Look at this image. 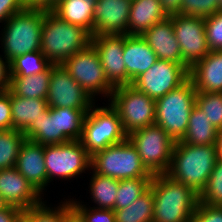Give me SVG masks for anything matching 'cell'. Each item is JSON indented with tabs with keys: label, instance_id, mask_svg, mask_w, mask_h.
Instances as JSON below:
<instances>
[{
	"label": "cell",
	"instance_id": "1",
	"mask_svg": "<svg viewBox=\"0 0 222 222\" xmlns=\"http://www.w3.org/2000/svg\"><path fill=\"white\" fill-rule=\"evenodd\" d=\"M153 222H190L199 203V194L167 174L151 179Z\"/></svg>",
	"mask_w": 222,
	"mask_h": 222
},
{
	"label": "cell",
	"instance_id": "2",
	"mask_svg": "<svg viewBox=\"0 0 222 222\" xmlns=\"http://www.w3.org/2000/svg\"><path fill=\"white\" fill-rule=\"evenodd\" d=\"M217 160L216 145L199 146L178 141L175 142L171 165L166 174L200 195Z\"/></svg>",
	"mask_w": 222,
	"mask_h": 222
},
{
	"label": "cell",
	"instance_id": "3",
	"mask_svg": "<svg viewBox=\"0 0 222 222\" xmlns=\"http://www.w3.org/2000/svg\"><path fill=\"white\" fill-rule=\"evenodd\" d=\"M91 37L84 28L63 21L51 10H45L40 50L51 64L61 65L91 44Z\"/></svg>",
	"mask_w": 222,
	"mask_h": 222
},
{
	"label": "cell",
	"instance_id": "4",
	"mask_svg": "<svg viewBox=\"0 0 222 222\" xmlns=\"http://www.w3.org/2000/svg\"><path fill=\"white\" fill-rule=\"evenodd\" d=\"M44 16L43 9L24 8L2 24L0 41L9 63L17 56L40 50Z\"/></svg>",
	"mask_w": 222,
	"mask_h": 222
},
{
	"label": "cell",
	"instance_id": "5",
	"mask_svg": "<svg viewBox=\"0 0 222 222\" xmlns=\"http://www.w3.org/2000/svg\"><path fill=\"white\" fill-rule=\"evenodd\" d=\"M196 89L188 78L179 87L155 100V124L175 141H181L188 128L189 118L196 100Z\"/></svg>",
	"mask_w": 222,
	"mask_h": 222
},
{
	"label": "cell",
	"instance_id": "6",
	"mask_svg": "<svg viewBox=\"0 0 222 222\" xmlns=\"http://www.w3.org/2000/svg\"><path fill=\"white\" fill-rule=\"evenodd\" d=\"M118 112L108 103L107 106L91 107L83 123L81 142L92 156L95 152L127 140Z\"/></svg>",
	"mask_w": 222,
	"mask_h": 222
},
{
	"label": "cell",
	"instance_id": "7",
	"mask_svg": "<svg viewBox=\"0 0 222 222\" xmlns=\"http://www.w3.org/2000/svg\"><path fill=\"white\" fill-rule=\"evenodd\" d=\"M143 166L151 175L166 174L172 160L175 141L159 125L152 124L128 134Z\"/></svg>",
	"mask_w": 222,
	"mask_h": 222
},
{
	"label": "cell",
	"instance_id": "8",
	"mask_svg": "<svg viewBox=\"0 0 222 222\" xmlns=\"http://www.w3.org/2000/svg\"><path fill=\"white\" fill-rule=\"evenodd\" d=\"M91 170L117 180L153 177L143 166L136 148L128 139L95 152L91 156Z\"/></svg>",
	"mask_w": 222,
	"mask_h": 222
},
{
	"label": "cell",
	"instance_id": "9",
	"mask_svg": "<svg viewBox=\"0 0 222 222\" xmlns=\"http://www.w3.org/2000/svg\"><path fill=\"white\" fill-rule=\"evenodd\" d=\"M108 102L118 112L127 134L155 124V100L132 85L114 87Z\"/></svg>",
	"mask_w": 222,
	"mask_h": 222
},
{
	"label": "cell",
	"instance_id": "10",
	"mask_svg": "<svg viewBox=\"0 0 222 222\" xmlns=\"http://www.w3.org/2000/svg\"><path fill=\"white\" fill-rule=\"evenodd\" d=\"M47 186L53 178L71 180L91 169V155L80 140L62 144L44 145Z\"/></svg>",
	"mask_w": 222,
	"mask_h": 222
},
{
	"label": "cell",
	"instance_id": "11",
	"mask_svg": "<svg viewBox=\"0 0 222 222\" xmlns=\"http://www.w3.org/2000/svg\"><path fill=\"white\" fill-rule=\"evenodd\" d=\"M62 67L95 100L99 94L110 99L114 87L106 75L95 47L89 44L83 50L66 59Z\"/></svg>",
	"mask_w": 222,
	"mask_h": 222
},
{
	"label": "cell",
	"instance_id": "12",
	"mask_svg": "<svg viewBox=\"0 0 222 222\" xmlns=\"http://www.w3.org/2000/svg\"><path fill=\"white\" fill-rule=\"evenodd\" d=\"M188 78L189 69L185 65L158 59L132 82V86L157 100L179 87Z\"/></svg>",
	"mask_w": 222,
	"mask_h": 222
},
{
	"label": "cell",
	"instance_id": "13",
	"mask_svg": "<svg viewBox=\"0 0 222 222\" xmlns=\"http://www.w3.org/2000/svg\"><path fill=\"white\" fill-rule=\"evenodd\" d=\"M170 17L181 48L182 65L190 69L210 52L205 34V20L183 14H174Z\"/></svg>",
	"mask_w": 222,
	"mask_h": 222
},
{
	"label": "cell",
	"instance_id": "14",
	"mask_svg": "<svg viewBox=\"0 0 222 222\" xmlns=\"http://www.w3.org/2000/svg\"><path fill=\"white\" fill-rule=\"evenodd\" d=\"M46 101L49 108L91 109L95 104V100L71 77L62 65L55 64H52Z\"/></svg>",
	"mask_w": 222,
	"mask_h": 222
},
{
	"label": "cell",
	"instance_id": "15",
	"mask_svg": "<svg viewBox=\"0 0 222 222\" xmlns=\"http://www.w3.org/2000/svg\"><path fill=\"white\" fill-rule=\"evenodd\" d=\"M91 44L99 55L106 79L113 86L127 85V73L123 59L125 35H94Z\"/></svg>",
	"mask_w": 222,
	"mask_h": 222
},
{
	"label": "cell",
	"instance_id": "16",
	"mask_svg": "<svg viewBox=\"0 0 222 222\" xmlns=\"http://www.w3.org/2000/svg\"><path fill=\"white\" fill-rule=\"evenodd\" d=\"M0 196L7 205L28 209L43 202V195L15 168L0 170Z\"/></svg>",
	"mask_w": 222,
	"mask_h": 222
},
{
	"label": "cell",
	"instance_id": "17",
	"mask_svg": "<svg viewBox=\"0 0 222 222\" xmlns=\"http://www.w3.org/2000/svg\"><path fill=\"white\" fill-rule=\"evenodd\" d=\"M132 0H97L94 4V35H127Z\"/></svg>",
	"mask_w": 222,
	"mask_h": 222
},
{
	"label": "cell",
	"instance_id": "18",
	"mask_svg": "<svg viewBox=\"0 0 222 222\" xmlns=\"http://www.w3.org/2000/svg\"><path fill=\"white\" fill-rule=\"evenodd\" d=\"M15 168L41 193L47 186L44 145L25 139L21 144Z\"/></svg>",
	"mask_w": 222,
	"mask_h": 222
},
{
	"label": "cell",
	"instance_id": "19",
	"mask_svg": "<svg viewBox=\"0 0 222 222\" xmlns=\"http://www.w3.org/2000/svg\"><path fill=\"white\" fill-rule=\"evenodd\" d=\"M155 52L157 59L182 65L180 45L174 33L172 18L154 24L141 35Z\"/></svg>",
	"mask_w": 222,
	"mask_h": 222
},
{
	"label": "cell",
	"instance_id": "20",
	"mask_svg": "<svg viewBox=\"0 0 222 222\" xmlns=\"http://www.w3.org/2000/svg\"><path fill=\"white\" fill-rule=\"evenodd\" d=\"M127 85L146 72L158 60L155 52L141 35H125L123 51Z\"/></svg>",
	"mask_w": 222,
	"mask_h": 222
},
{
	"label": "cell",
	"instance_id": "21",
	"mask_svg": "<svg viewBox=\"0 0 222 222\" xmlns=\"http://www.w3.org/2000/svg\"><path fill=\"white\" fill-rule=\"evenodd\" d=\"M196 91L222 93V50L210 51L189 69Z\"/></svg>",
	"mask_w": 222,
	"mask_h": 222
},
{
	"label": "cell",
	"instance_id": "22",
	"mask_svg": "<svg viewBox=\"0 0 222 222\" xmlns=\"http://www.w3.org/2000/svg\"><path fill=\"white\" fill-rule=\"evenodd\" d=\"M167 17L160 0H132L127 35H142Z\"/></svg>",
	"mask_w": 222,
	"mask_h": 222
},
{
	"label": "cell",
	"instance_id": "23",
	"mask_svg": "<svg viewBox=\"0 0 222 222\" xmlns=\"http://www.w3.org/2000/svg\"><path fill=\"white\" fill-rule=\"evenodd\" d=\"M97 0H59L51 10L63 21L78 25L94 36V4Z\"/></svg>",
	"mask_w": 222,
	"mask_h": 222
},
{
	"label": "cell",
	"instance_id": "24",
	"mask_svg": "<svg viewBox=\"0 0 222 222\" xmlns=\"http://www.w3.org/2000/svg\"><path fill=\"white\" fill-rule=\"evenodd\" d=\"M12 129L24 132L49 108L46 99L23 98L10 91Z\"/></svg>",
	"mask_w": 222,
	"mask_h": 222
},
{
	"label": "cell",
	"instance_id": "25",
	"mask_svg": "<svg viewBox=\"0 0 222 222\" xmlns=\"http://www.w3.org/2000/svg\"><path fill=\"white\" fill-rule=\"evenodd\" d=\"M23 134L27 140L41 145L62 144L69 141L61 132H58L55 108H48Z\"/></svg>",
	"mask_w": 222,
	"mask_h": 222
},
{
	"label": "cell",
	"instance_id": "26",
	"mask_svg": "<svg viewBox=\"0 0 222 222\" xmlns=\"http://www.w3.org/2000/svg\"><path fill=\"white\" fill-rule=\"evenodd\" d=\"M52 64L43 72L35 75L10 76L9 90L23 98L46 99L49 91Z\"/></svg>",
	"mask_w": 222,
	"mask_h": 222
},
{
	"label": "cell",
	"instance_id": "27",
	"mask_svg": "<svg viewBox=\"0 0 222 222\" xmlns=\"http://www.w3.org/2000/svg\"><path fill=\"white\" fill-rule=\"evenodd\" d=\"M218 130L209 122L205 113L193 106L188 128L181 142L190 145H216Z\"/></svg>",
	"mask_w": 222,
	"mask_h": 222
},
{
	"label": "cell",
	"instance_id": "28",
	"mask_svg": "<svg viewBox=\"0 0 222 222\" xmlns=\"http://www.w3.org/2000/svg\"><path fill=\"white\" fill-rule=\"evenodd\" d=\"M91 174L89 183L90 199L93 203H96L93 208L114 210L119 180L97 174L93 170Z\"/></svg>",
	"mask_w": 222,
	"mask_h": 222
},
{
	"label": "cell",
	"instance_id": "29",
	"mask_svg": "<svg viewBox=\"0 0 222 222\" xmlns=\"http://www.w3.org/2000/svg\"><path fill=\"white\" fill-rule=\"evenodd\" d=\"M154 198L149 188L130 206L114 209L116 222H153Z\"/></svg>",
	"mask_w": 222,
	"mask_h": 222
},
{
	"label": "cell",
	"instance_id": "30",
	"mask_svg": "<svg viewBox=\"0 0 222 222\" xmlns=\"http://www.w3.org/2000/svg\"><path fill=\"white\" fill-rule=\"evenodd\" d=\"M58 132H61L69 141L81 140L83 123L90 109H72L56 107Z\"/></svg>",
	"mask_w": 222,
	"mask_h": 222
},
{
	"label": "cell",
	"instance_id": "31",
	"mask_svg": "<svg viewBox=\"0 0 222 222\" xmlns=\"http://www.w3.org/2000/svg\"><path fill=\"white\" fill-rule=\"evenodd\" d=\"M25 139V135L19 130H0V170L15 167Z\"/></svg>",
	"mask_w": 222,
	"mask_h": 222
},
{
	"label": "cell",
	"instance_id": "32",
	"mask_svg": "<svg viewBox=\"0 0 222 222\" xmlns=\"http://www.w3.org/2000/svg\"><path fill=\"white\" fill-rule=\"evenodd\" d=\"M151 179L152 177H139L119 180L114 209L130 206L150 188Z\"/></svg>",
	"mask_w": 222,
	"mask_h": 222
},
{
	"label": "cell",
	"instance_id": "33",
	"mask_svg": "<svg viewBox=\"0 0 222 222\" xmlns=\"http://www.w3.org/2000/svg\"><path fill=\"white\" fill-rule=\"evenodd\" d=\"M51 63L39 51L17 56L9 63L10 76H30L45 71Z\"/></svg>",
	"mask_w": 222,
	"mask_h": 222
},
{
	"label": "cell",
	"instance_id": "34",
	"mask_svg": "<svg viewBox=\"0 0 222 222\" xmlns=\"http://www.w3.org/2000/svg\"><path fill=\"white\" fill-rule=\"evenodd\" d=\"M47 201L22 210V222H64V209L71 203L70 199H65L59 206L50 208Z\"/></svg>",
	"mask_w": 222,
	"mask_h": 222
},
{
	"label": "cell",
	"instance_id": "35",
	"mask_svg": "<svg viewBox=\"0 0 222 222\" xmlns=\"http://www.w3.org/2000/svg\"><path fill=\"white\" fill-rule=\"evenodd\" d=\"M195 105L217 130L222 129V93L197 91Z\"/></svg>",
	"mask_w": 222,
	"mask_h": 222
},
{
	"label": "cell",
	"instance_id": "36",
	"mask_svg": "<svg viewBox=\"0 0 222 222\" xmlns=\"http://www.w3.org/2000/svg\"><path fill=\"white\" fill-rule=\"evenodd\" d=\"M199 202L222 206V162L217 160L205 189L199 195Z\"/></svg>",
	"mask_w": 222,
	"mask_h": 222
},
{
	"label": "cell",
	"instance_id": "37",
	"mask_svg": "<svg viewBox=\"0 0 222 222\" xmlns=\"http://www.w3.org/2000/svg\"><path fill=\"white\" fill-rule=\"evenodd\" d=\"M220 11L219 0H182L181 14L207 18Z\"/></svg>",
	"mask_w": 222,
	"mask_h": 222
},
{
	"label": "cell",
	"instance_id": "38",
	"mask_svg": "<svg viewBox=\"0 0 222 222\" xmlns=\"http://www.w3.org/2000/svg\"><path fill=\"white\" fill-rule=\"evenodd\" d=\"M205 34L210 51L222 50V11L204 18Z\"/></svg>",
	"mask_w": 222,
	"mask_h": 222
},
{
	"label": "cell",
	"instance_id": "39",
	"mask_svg": "<svg viewBox=\"0 0 222 222\" xmlns=\"http://www.w3.org/2000/svg\"><path fill=\"white\" fill-rule=\"evenodd\" d=\"M76 199H70V202L83 214L86 222H116L114 210L89 208Z\"/></svg>",
	"mask_w": 222,
	"mask_h": 222
},
{
	"label": "cell",
	"instance_id": "40",
	"mask_svg": "<svg viewBox=\"0 0 222 222\" xmlns=\"http://www.w3.org/2000/svg\"><path fill=\"white\" fill-rule=\"evenodd\" d=\"M190 222H222V206L199 202Z\"/></svg>",
	"mask_w": 222,
	"mask_h": 222
},
{
	"label": "cell",
	"instance_id": "41",
	"mask_svg": "<svg viewBox=\"0 0 222 222\" xmlns=\"http://www.w3.org/2000/svg\"><path fill=\"white\" fill-rule=\"evenodd\" d=\"M12 129V111L10 104V90L0 94V130Z\"/></svg>",
	"mask_w": 222,
	"mask_h": 222
},
{
	"label": "cell",
	"instance_id": "42",
	"mask_svg": "<svg viewBox=\"0 0 222 222\" xmlns=\"http://www.w3.org/2000/svg\"><path fill=\"white\" fill-rule=\"evenodd\" d=\"M21 0H0V23H5L10 16L23 10Z\"/></svg>",
	"mask_w": 222,
	"mask_h": 222
},
{
	"label": "cell",
	"instance_id": "43",
	"mask_svg": "<svg viewBox=\"0 0 222 222\" xmlns=\"http://www.w3.org/2000/svg\"><path fill=\"white\" fill-rule=\"evenodd\" d=\"M0 222H22V210L8 205L0 211Z\"/></svg>",
	"mask_w": 222,
	"mask_h": 222
},
{
	"label": "cell",
	"instance_id": "44",
	"mask_svg": "<svg viewBox=\"0 0 222 222\" xmlns=\"http://www.w3.org/2000/svg\"><path fill=\"white\" fill-rule=\"evenodd\" d=\"M10 85V66L9 62L0 55V90L6 91Z\"/></svg>",
	"mask_w": 222,
	"mask_h": 222
},
{
	"label": "cell",
	"instance_id": "45",
	"mask_svg": "<svg viewBox=\"0 0 222 222\" xmlns=\"http://www.w3.org/2000/svg\"><path fill=\"white\" fill-rule=\"evenodd\" d=\"M64 222H86L83 214L70 203L64 209Z\"/></svg>",
	"mask_w": 222,
	"mask_h": 222
},
{
	"label": "cell",
	"instance_id": "46",
	"mask_svg": "<svg viewBox=\"0 0 222 222\" xmlns=\"http://www.w3.org/2000/svg\"><path fill=\"white\" fill-rule=\"evenodd\" d=\"M25 8L50 11L54 8V0H21Z\"/></svg>",
	"mask_w": 222,
	"mask_h": 222
},
{
	"label": "cell",
	"instance_id": "47",
	"mask_svg": "<svg viewBox=\"0 0 222 222\" xmlns=\"http://www.w3.org/2000/svg\"><path fill=\"white\" fill-rule=\"evenodd\" d=\"M163 11L167 16L181 14L182 0H160Z\"/></svg>",
	"mask_w": 222,
	"mask_h": 222
},
{
	"label": "cell",
	"instance_id": "48",
	"mask_svg": "<svg viewBox=\"0 0 222 222\" xmlns=\"http://www.w3.org/2000/svg\"><path fill=\"white\" fill-rule=\"evenodd\" d=\"M217 158L222 162V129L218 130V137L216 140Z\"/></svg>",
	"mask_w": 222,
	"mask_h": 222
},
{
	"label": "cell",
	"instance_id": "49",
	"mask_svg": "<svg viewBox=\"0 0 222 222\" xmlns=\"http://www.w3.org/2000/svg\"><path fill=\"white\" fill-rule=\"evenodd\" d=\"M7 203L3 200V198L0 196V211L2 209H5L7 207Z\"/></svg>",
	"mask_w": 222,
	"mask_h": 222
},
{
	"label": "cell",
	"instance_id": "50",
	"mask_svg": "<svg viewBox=\"0 0 222 222\" xmlns=\"http://www.w3.org/2000/svg\"><path fill=\"white\" fill-rule=\"evenodd\" d=\"M220 3V11H222V0H219Z\"/></svg>",
	"mask_w": 222,
	"mask_h": 222
},
{
	"label": "cell",
	"instance_id": "51",
	"mask_svg": "<svg viewBox=\"0 0 222 222\" xmlns=\"http://www.w3.org/2000/svg\"><path fill=\"white\" fill-rule=\"evenodd\" d=\"M59 0H54V7H55V5H56V3L58 2Z\"/></svg>",
	"mask_w": 222,
	"mask_h": 222
}]
</instances>
